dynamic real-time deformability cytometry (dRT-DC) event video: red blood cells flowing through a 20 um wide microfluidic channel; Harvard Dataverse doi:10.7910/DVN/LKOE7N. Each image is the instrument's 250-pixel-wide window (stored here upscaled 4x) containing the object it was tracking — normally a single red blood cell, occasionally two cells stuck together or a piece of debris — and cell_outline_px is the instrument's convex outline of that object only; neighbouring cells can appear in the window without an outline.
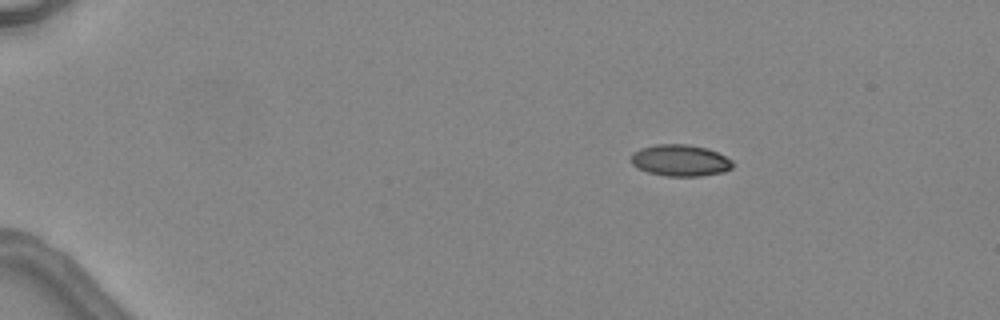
{"species": "common noctule bat (a hibernating species)", "species_latin": "Nyctalus noctula", "temperature_condition": "warm", "stored_images_in_passage": 4, "camera_frame_rate_fps": 3000, "um_per_image_px": 0.085, "animal": {"sex": "female", "body_mass_g": 24.6, "forearm_length_mm": 56.2}, "frame": {"image": 1, "passage_image": 2, "time_ms": 1.333, "image_size_px": [1000, 320], "cell_outline_px": [[732, 168], [724, 172], [700, 176], [668, 176], [648, 172], [632, 164], [632, 152], [640, 148], [656, 144], [688, 144], [708, 148], [732, 160]], "centroid_in_image_um": [57.83, 13.63], "position_along_channel_um": 27.2, "area_um2": 18.61}}